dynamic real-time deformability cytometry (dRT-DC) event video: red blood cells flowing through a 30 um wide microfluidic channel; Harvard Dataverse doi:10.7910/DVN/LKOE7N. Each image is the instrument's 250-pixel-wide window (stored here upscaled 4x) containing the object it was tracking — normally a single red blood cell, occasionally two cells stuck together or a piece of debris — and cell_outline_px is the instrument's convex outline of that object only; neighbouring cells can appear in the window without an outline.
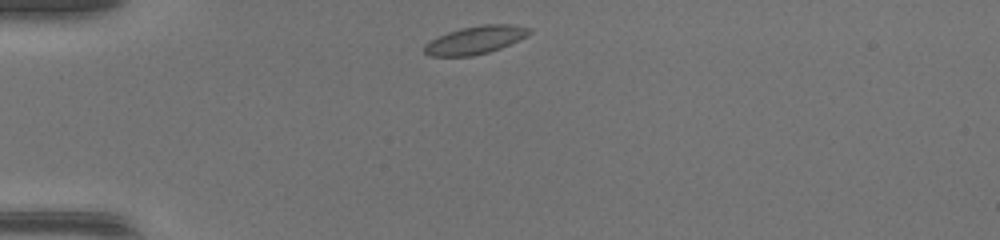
{"species": "common noctule bat (a hibernating species)", "species_latin": "Nyctalus noctula", "temperature_condition": "warm", "stored_images_in_passage": 35, "camera_frame_rate_fps": 3000, "um_per_image_px": 0.085, "animal": {"sex": "female", "body_mass_g": 17.0, "forearm_length_mm": 48.0}, "frame": {"image": 1, "passage_image": 1, "time_ms": 0.0, "image_size_px": [1000, 240], "cell_outline_px": [[532, 32], [500, 48], [488, 52], [472, 56], [428, 56], [424, 52], [424, 44], [448, 32], [464, 28], [484, 24], [512, 24], [532, 28]], "centroid_in_image_um": [40.39, 3.4], "position_along_channel_um": 44.6, "area_um2": 16.76}}
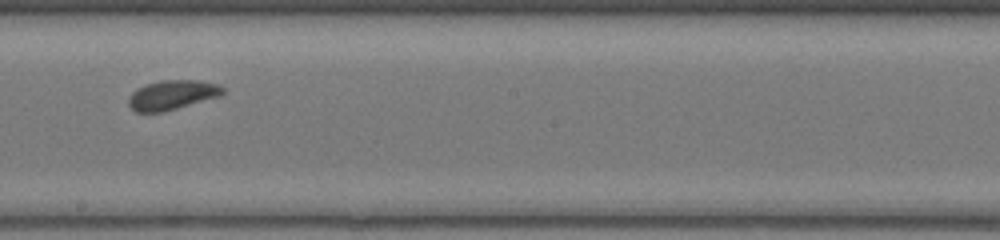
{"frame": {"image": 2, "passage_image": 16, "time_ms": 5.0, "image_size_px": [1000, 240], "cell_outline_px": [[224, 92], [220, 96], [176, 108], [160, 112], [136, 112], [128, 104], [128, 96], [136, 88], [144, 84], [160, 80], [196, 80], [216, 84], [224, 88]], "centroid_in_image_um": [14.58, 8.06], "position_along_channel_um": 233.6, "area_um2": 16.13}}
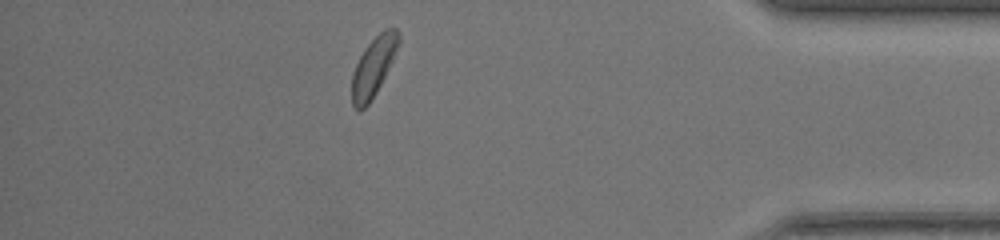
{"frame": {"image": 3, "passage_image": 30, "time_ms": 9.667, "image_size_px": [1000, 240], "cell_outline_px": [[400, 40], [392, 60], [376, 92], [368, 104], [364, 108], [356, 108], [352, 104], [352, 76], [356, 64], [360, 56], [368, 44], [384, 28], [396, 28], [400, 32]], "centroid_in_image_um": [31.75, 5.63], "position_along_channel_um": 403.4, "area_um2": 15.61}}